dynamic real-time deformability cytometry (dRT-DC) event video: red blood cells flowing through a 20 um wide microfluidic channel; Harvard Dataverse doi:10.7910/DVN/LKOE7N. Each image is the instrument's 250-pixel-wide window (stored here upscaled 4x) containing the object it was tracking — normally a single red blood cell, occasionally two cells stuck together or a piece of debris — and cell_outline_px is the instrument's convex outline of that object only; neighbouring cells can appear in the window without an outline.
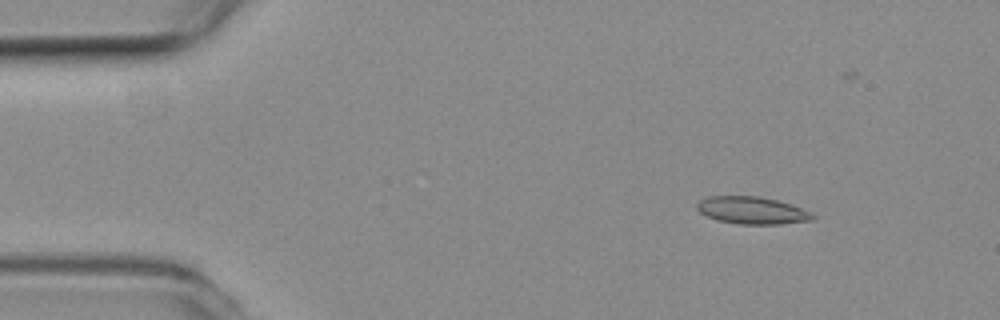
{"species": "common noctule bat (a hibernating species)", "species_latin": "Nyctalus noctula", "temperature_condition": "room temperature", "stored_images_in_passage": 8, "camera_frame_rate_fps": 3000, "um_per_image_px": 0.085, "animal": {"sex": "female", "body_mass_g": 19.3, "forearm_length_mm": 54.1}, "frame": {"image": 1, "passage_image": 1, "time_ms": 0.0, "image_size_px": [1000, 320], "cell_outline_px": [[816, 216], [812, 220], [780, 224], [740, 224], [716, 220], [700, 212], [696, 208], [696, 204], [700, 200], [708, 196], [756, 196], [776, 200], [812, 212]], "centroid_in_image_um": [63.9, 17.89], "position_along_channel_um": 21.1, "area_um2": 18.26}}
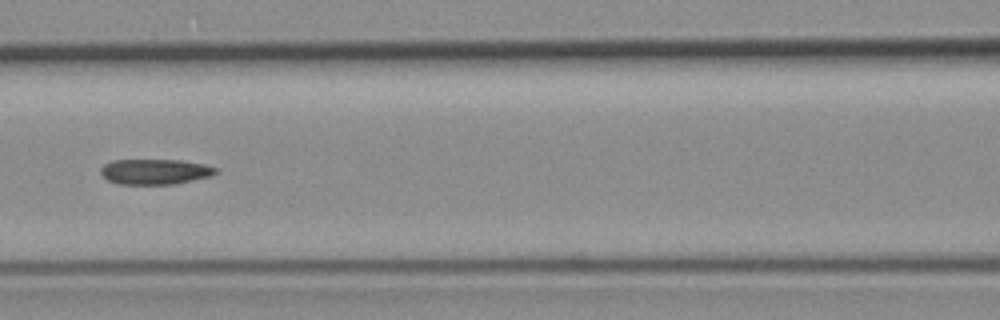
{"frame": {"image": 2, "passage_image": 5, "time_ms": 1.333, "image_size_px": [1000, 320], "cell_outline_px": [[216, 172], [212, 176], [176, 184], [116, 184], [108, 180], [100, 172], [100, 168], [104, 164], [112, 160], [180, 160], [204, 164], [216, 168]], "centroid_in_image_um": [13.16, 14.59], "position_along_channel_um": 153.4, "area_um2": 17.05}}
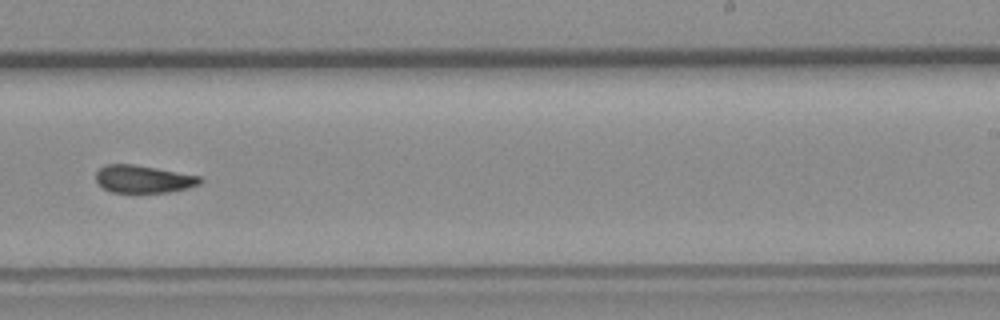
{"frame": {"image": 3, "passage_image": 8, "time_ms": 2.333, "image_size_px": [1000, 320], "cell_outline_px": [[204, 180], [200, 184], [188, 188], [168, 192], [112, 192], [104, 188], [96, 180], [96, 172], [104, 164], [132, 164], [156, 168], [200, 176]], "centroid_in_image_um": [12.2, 15.21], "position_along_channel_um": 276.8, "area_um2": 16.65}}